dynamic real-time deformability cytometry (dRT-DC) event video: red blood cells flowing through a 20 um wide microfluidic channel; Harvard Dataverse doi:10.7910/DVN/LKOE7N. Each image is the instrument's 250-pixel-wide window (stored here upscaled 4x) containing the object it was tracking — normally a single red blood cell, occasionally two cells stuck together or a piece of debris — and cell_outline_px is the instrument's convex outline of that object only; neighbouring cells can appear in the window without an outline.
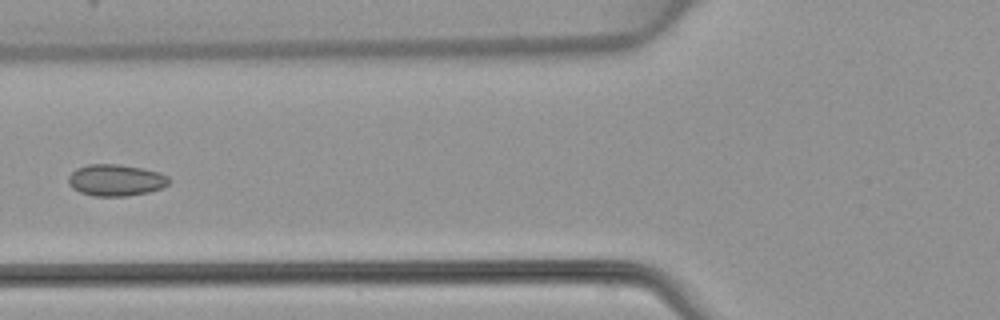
{"species": "common noctule bat (a hibernating species)", "species_latin": "Nyctalus noctula", "temperature_condition": "warm", "stored_images_in_passage": 6, "camera_frame_rate_fps": 3000, "um_per_image_px": 0.085, "animal": {"sex": "female", "body_mass_g": 22.7, "forearm_length_mm": 54.2}, "frame": {"image": 1, "passage_image": 6, "time_ms": 6.0, "image_size_px": [1000, 320], "cell_outline_px": [[172, 180], [164, 188], [148, 192], [128, 196], [92, 196], [80, 192], [72, 188], [68, 184], [68, 176], [76, 168], [88, 164], [120, 164], [144, 168], [160, 172], [168, 176]], "centroid_in_image_um": [9.87, 15.31], "position_along_channel_um": 115.9, "area_um2": 18.9}}